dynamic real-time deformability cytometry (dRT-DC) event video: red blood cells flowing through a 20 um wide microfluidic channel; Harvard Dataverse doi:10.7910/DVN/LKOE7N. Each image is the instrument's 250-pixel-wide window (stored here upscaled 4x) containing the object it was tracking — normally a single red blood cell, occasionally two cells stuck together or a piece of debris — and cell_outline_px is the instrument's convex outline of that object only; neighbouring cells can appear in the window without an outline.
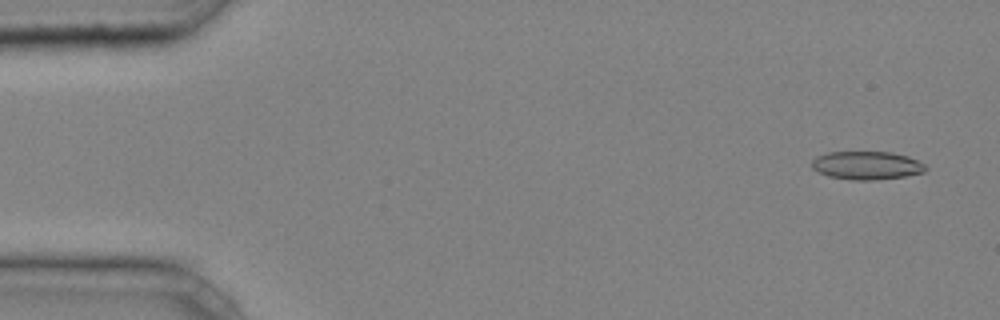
{"species": "common noctule bat (a hibernating species)", "species_latin": "Nyctalus noctula", "temperature_condition": "cold", "stored_images_in_passage": 9, "camera_frame_rate_fps": 3000, "um_per_image_px": 0.085, "animal": {"sex": "male", "body_mass_g": 20.4}, "frame": {"image": 1, "passage_image": 3, "time_ms": 0.667, "image_size_px": [1000, 320], "cell_outline_px": [[928, 168], [924, 172], [908, 176], [872, 180], [852, 180], [828, 176], [812, 168], [812, 160], [816, 156], [828, 152], [892, 152], [908, 156], [924, 164]], "centroid_in_image_um": [73.68, 14.06], "position_along_channel_um": 11.3, "area_um2": 18.79}}